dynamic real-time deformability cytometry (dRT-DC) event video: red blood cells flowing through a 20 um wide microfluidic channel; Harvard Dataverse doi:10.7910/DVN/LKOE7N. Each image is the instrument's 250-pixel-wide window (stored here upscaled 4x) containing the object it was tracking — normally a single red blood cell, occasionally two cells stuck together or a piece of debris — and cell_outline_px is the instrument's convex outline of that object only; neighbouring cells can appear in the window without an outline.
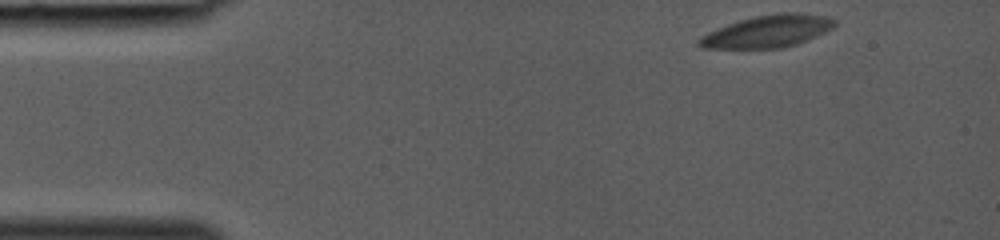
{"species": "common noctule bat (a hibernating species)", "species_latin": "Nyctalus noctula", "temperature_condition": "room temperature", "stored_images_in_passage": 37, "camera_frame_rate_fps": 3000, "um_per_image_px": 0.085, "animal": {"sex": "female", "body_mass_g": 19.0, "forearm_length_mm": 53.3}, "frame": {"image": 1, "passage_image": 1, "time_ms": 0.0, "image_size_px": [1000, 240], "cell_outline_px": [[836, 24], [832, 28], [824, 32], [796, 44], [780, 48], [700, 48], [696, 44], [696, 40], [700, 36], [708, 32], [728, 24], [740, 20], [756, 16], [780, 12], [796, 12], [828, 16], [836, 20]], "centroid_in_image_um": [65.22, 2.66], "position_along_channel_um": 19.8, "area_um2": 25.37}}
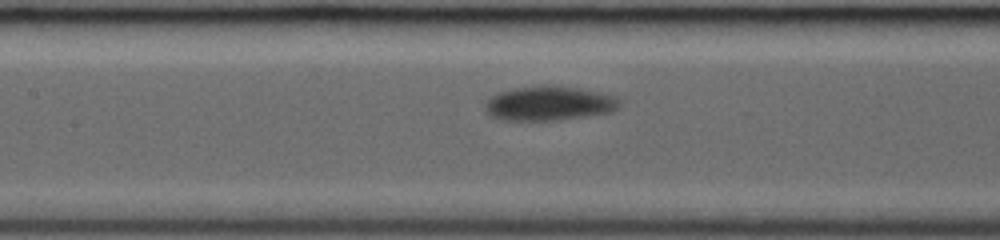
{"frame": {"image": 2, "passage_image": 16, "time_ms": 5.0, "image_size_px": [1000, 240], "cell_outline_px": [[620, 104], [612, 112], [588, 116], [556, 120], [500, 120], [492, 116], [484, 108], [484, 104], [492, 96], [500, 92], [516, 88], [540, 84], [548, 84], [576, 88], [616, 96], [620, 100]], "centroid_in_image_um": [46.67, 8.78], "position_along_channel_um": 160.7, "area_um2": 26.93}}
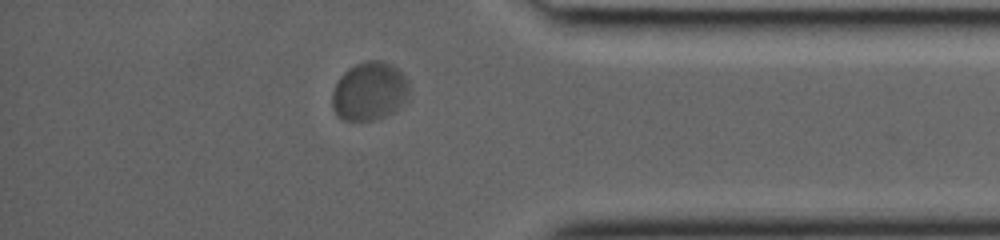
{"frame": {"image": 3, "passage_image": 32, "time_ms": 10.333, "image_size_px": [1000, 240], "cell_outline_px": [[408, 100], [404, 104], [392, 112], [384, 116], [372, 120], [344, 120], [332, 108], [332, 92], [340, 76], [348, 68], [364, 60], [380, 60], [392, 64], [408, 80]], "centroid_in_image_um": [31.41, 7.74], "position_along_channel_um": 403.8, "area_um2": 26.24}}